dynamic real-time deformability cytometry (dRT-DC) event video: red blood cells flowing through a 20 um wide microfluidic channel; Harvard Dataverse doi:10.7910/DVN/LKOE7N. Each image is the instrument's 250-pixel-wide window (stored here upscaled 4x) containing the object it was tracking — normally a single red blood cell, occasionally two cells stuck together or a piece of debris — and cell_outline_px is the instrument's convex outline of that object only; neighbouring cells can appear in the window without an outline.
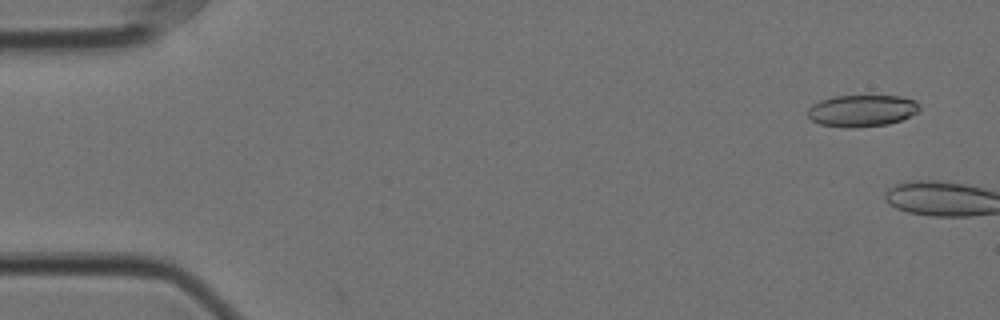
{"species": "Egyptian fruit bat (a non-hibernating species)", "species_latin": "Rousettus aegyptiacus", "temperature_condition": "cold", "stored_images_in_passage": 5, "camera_frame_rate_fps": 3000, "um_per_image_px": 0.085, "animal": {"sex": "female"}, "frame": {"image": 1, "passage_image": 3, "time_ms": 0.667, "image_size_px": [1000, 320], "cell_outline_px": [[920, 108], [916, 112], [900, 120], [888, 124], [852, 128], [844, 128], [820, 124], [812, 120], [808, 116], [808, 108], [812, 104], [820, 100], [832, 96], [900, 96], [916, 100], [920, 104]], "centroid_in_image_um": [73.24, 9.4], "position_along_channel_um": 11.8, "area_um2": 20.75}}